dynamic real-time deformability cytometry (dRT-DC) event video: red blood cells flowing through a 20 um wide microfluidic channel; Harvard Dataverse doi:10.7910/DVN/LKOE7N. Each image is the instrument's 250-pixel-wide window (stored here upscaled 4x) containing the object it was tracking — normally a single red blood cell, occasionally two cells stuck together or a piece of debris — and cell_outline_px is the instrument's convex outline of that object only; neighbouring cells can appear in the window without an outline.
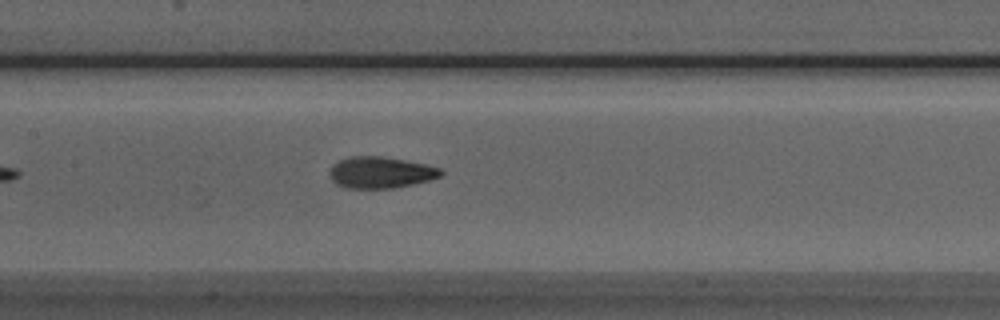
{"species": "Egyptian fruit bat (a non-hibernating species)", "species_latin": "Rousettus aegyptiacus", "temperature_condition": "room temperature", "stored_images_in_passage": 37, "camera_frame_rate_fps": 3000, "um_per_image_px": 0.085, "animal": {"sex": "male"}, "frame": {"image": 1, "passage_image": 9, "time_ms": 2.667, "image_size_px": [1000, 320], "cell_outline_px": [[444, 172], [440, 176], [428, 180], [412, 184], [392, 188], [344, 188], [336, 184], [332, 180], [328, 172], [332, 164], [348, 156], [384, 156], [424, 164], [440, 168]], "centroid_in_image_um": [32.3, 14.65], "position_along_channel_um": 175.1, "area_um2": 20.4}}
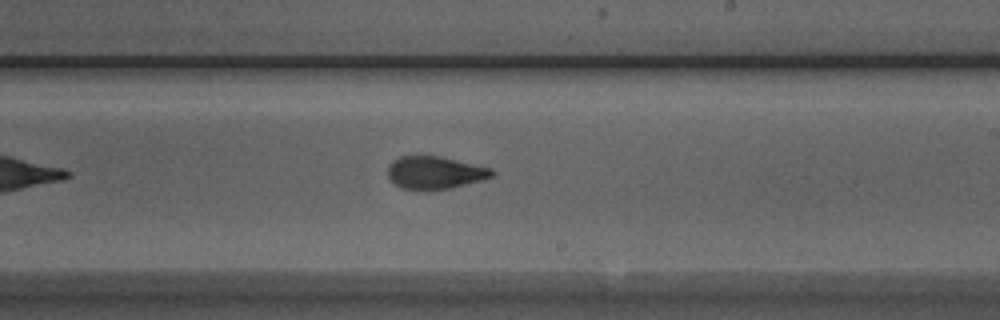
{"frame": {"image": 2, "passage_image": 15, "time_ms": 4.667, "image_size_px": [1000, 320], "cell_outline_px": [[496, 172], [492, 176], [480, 180], [448, 188], [400, 188], [388, 176], [388, 164], [392, 160], [400, 156], [440, 156], [492, 168]], "centroid_in_image_um": [36.96, 14.63], "position_along_channel_um": 252.0, "area_um2": 19.31}}
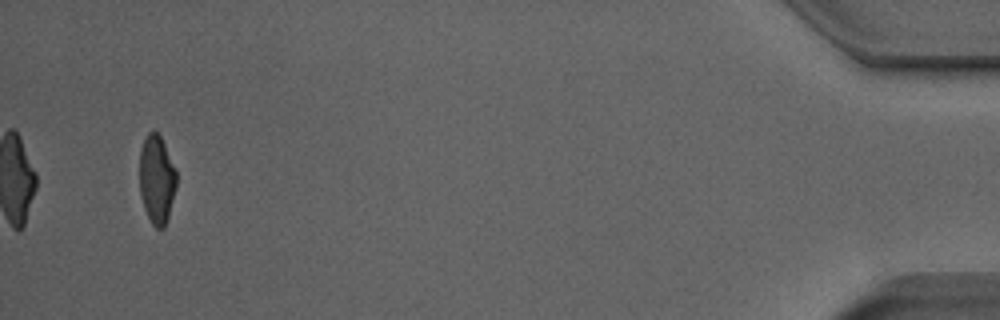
{"frame": {"image": 3, "passage_image": 35, "time_ms": 11.333, "image_size_px": [1000, 320], "cell_outline_px": [[176, 188], [168, 216], [164, 228], [156, 228], [152, 224], [144, 208], [140, 192], [140, 148], [148, 132], [156, 132], [160, 136], [164, 144], [176, 172]], "centroid_in_image_um": [13.31, 15.26], "position_along_channel_um": 421.9, "area_um2": 18.73}}